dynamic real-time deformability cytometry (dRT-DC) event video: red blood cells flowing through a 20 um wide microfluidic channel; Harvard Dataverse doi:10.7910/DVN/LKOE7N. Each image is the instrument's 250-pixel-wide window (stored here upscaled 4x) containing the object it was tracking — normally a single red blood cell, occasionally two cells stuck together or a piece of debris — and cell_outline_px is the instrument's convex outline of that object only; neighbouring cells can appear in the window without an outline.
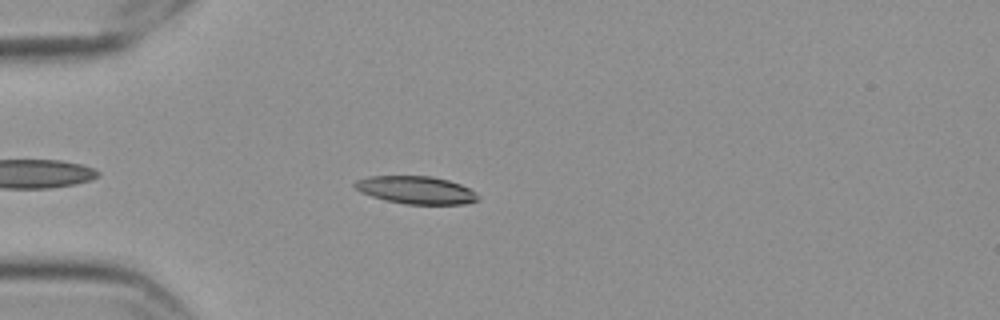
{"species": "Egyptian fruit bat (a non-hibernating species)", "species_latin": "Rousettus aegyptiacus", "temperature_condition": "cold", "stored_images_in_passage": 41, "camera_frame_rate_fps": 3000, "um_per_image_px": 0.085, "frame": {"image": 1, "passage_image": 7, "time_ms": 2.0, "image_size_px": [1000, 320], "cell_outline_px": [[480, 200], [464, 204], [404, 204], [384, 200], [360, 192], [352, 184], [356, 180], [368, 176], [428, 176], [448, 180], [460, 184], [476, 192], [480, 196]], "centroid_in_image_um": [35.36, 16.16], "position_along_channel_um": 49.6, "area_um2": 20.0}}
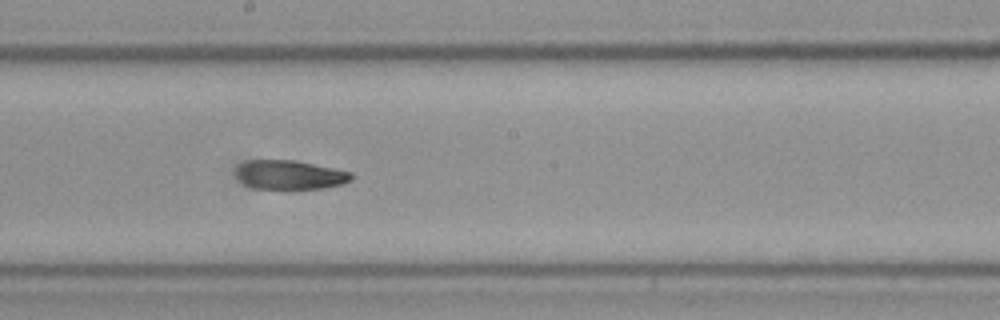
{"frame": {"image": 2, "passage_image": 23, "time_ms": 7.333, "image_size_px": [1000, 320], "cell_outline_px": [[352, 180], [344, 184], [324, 188], [288, 192], [252, 188], [244, 184], [236, 176], [236, 168], [240, 164], [248, 160], [296, 160], [352, 172]], "centroid_in_image_um": [24.63, 14.91], "position_along_channel_um": 223.6, "area_um2": 20.58}}
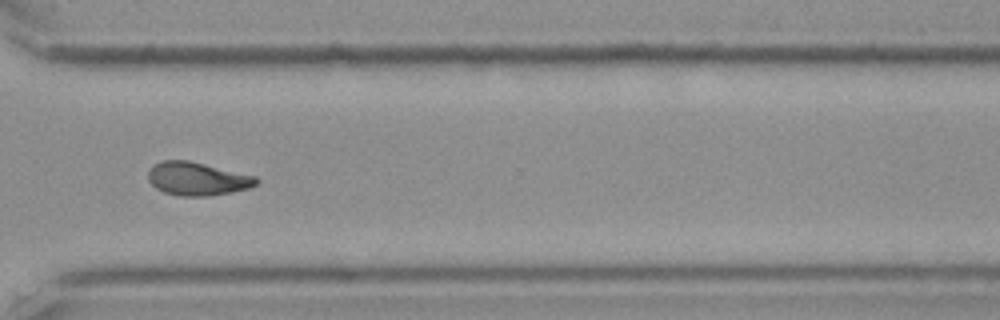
{"frame": {"image": 3, "passage_image": 34, "time_ms": 11.0, "image_size_px": [1000, 320], "cell_outline_px": [[260, 180], [256, 184], [248, 188], [208, 196], [180, 196], [164, 192], [156, 188], [148, 180], [148, 172], [160, 160], [188, 160], [256, 176]], "centroid_in_image_um": [16.76, 15.19], "position_along_channel_um": 353.8, "area_um2": 20.75}, "authors_computed_cell_mechanics": {"area_um2": 20.2878, "velocity_mm_per_s": 3.5552, "shape_relaxation_time_tau1_ms": null, "shape_relaxation_time_tau2_ms": 5.5775, "deformation_change_tau1": null, "deformation_change_tau2": 0.1112}}